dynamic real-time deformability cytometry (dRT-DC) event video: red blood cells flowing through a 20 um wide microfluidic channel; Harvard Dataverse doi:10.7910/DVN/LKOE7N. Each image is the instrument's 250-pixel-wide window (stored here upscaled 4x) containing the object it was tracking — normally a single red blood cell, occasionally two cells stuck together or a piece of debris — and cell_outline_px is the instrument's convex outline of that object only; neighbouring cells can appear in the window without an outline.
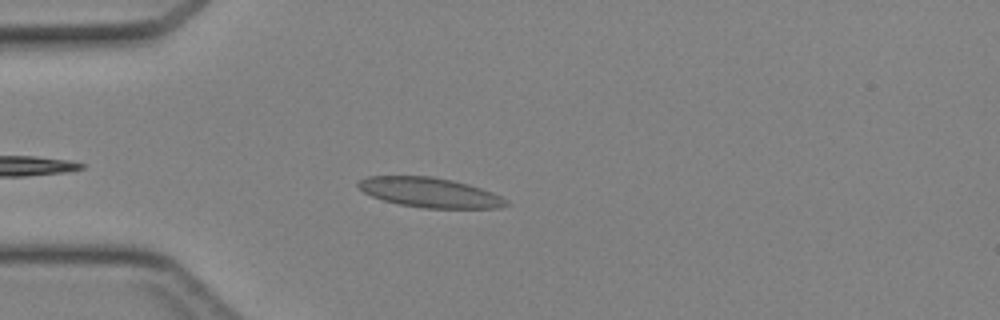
{"species": "Egyptian fruit bat (a non-hibernating species)", "species_latin": "Rousettus aegyptiacus", "temperature_condition": "cold", "stored_images_in_passage": 35, "camera_frame_rate_fps": 3000, "um_per_image_px": 0.085, "animal": {"sex": "female"}, "frame": {"image": 1, "passage_image": 5, "time_ms": 1.333, "image_size_px": [1000, 320], "cell_outline_px": [[512, 204], [500, 208], [424, 208], [400, 204], [384, 200], [372, 196], [364, 192], [356, 184], [360, 180], [368, 176], [432, 176], [452, 180], [468, 184], [492, 192], [508, 200]], "centroid_in_image_um": [36.57, 16.36], "position_along_channel_um": 48.4, "area_um2": 25.61}}
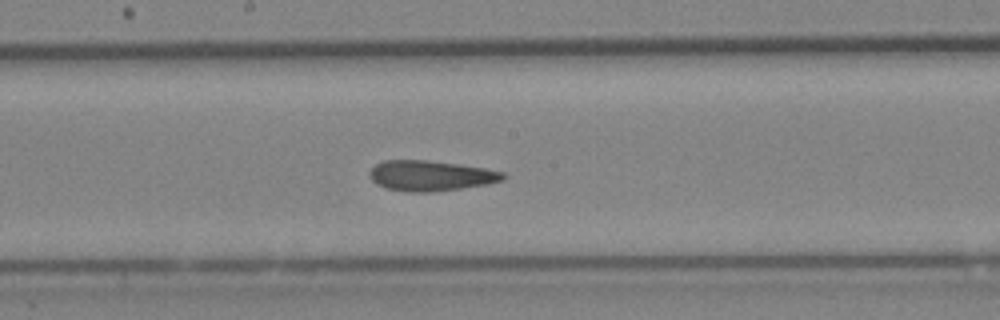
{"frame": {"image": 2, "passage_image": 17, "time_ms": 5.333, "image_size_px": [1000, 320], "cell_outline_px": [[508, 176], [504, 180], [488, 184], [432, 192], [408, 192], [388, 188], [376, 184], [368, 176], [368, 172], [376, 164], [384, 160], [428, 160], [484, 168], [504, 172]], "centroid_in_image_um": [36.61, 14.93], "position_along_channel_um": 211.6, "area_um2": 23.64}}
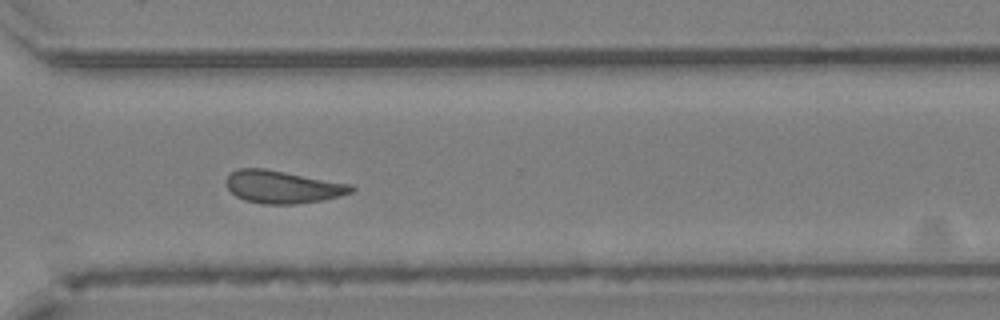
{"frame": {"image": 3, "passage_image": 26, "time_ms": 8.333, "image_size_px": [1000, 320], "cell_outline_px": [[356, 188], [352, 192], [340, 196], [324, 200], [292, 204], [260, 204], [244, 200], [236, 196], [228, 188], [224, 180], [232, 172], [240, 168], [264, 168], [352, 184]], "centroid_in_image_um": [24.03, 15.89], "position_along_channel_um": 346.6, "area_um2": 23.87}}